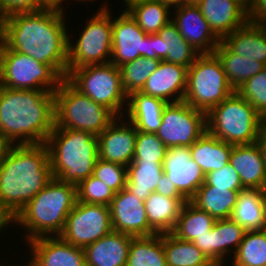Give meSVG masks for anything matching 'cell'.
I'll return each mask as SVG.
<instances>
[{
	"label": "cell",
	"mask_w": 266,
	"mask_h": 266,
	"mask_svg": "<svg viewBox=\"0 0 266 266\" xmlns=\"http://www.w3.org/2000/svg\"><path fill=\"white\" fill-rule=\"evenodd\" d=\"M200 266H222V265L219 264L218 262L210 260L208 263L200 265Z\"/></svg>",
	"instance_id": "680465c9"
},
{
	"label": "cell",
	"mask_w": 266,
	"mask_h": 266,
	"mask_svg": "<svg viewBox=\"0 0 266 266\" xmlns=\"http://www.w3.org/2000/svg\"><path fill=\"white\" fill-rule=\"evenodd\" d=\"M124 1V6L128 5L129 3L133 2V1H136V0H122Z\"/></svg>",
	"instance_id": "91938a15"
},
{
	"label": "cell",
	"mask_w": 266,
	"mask_h": 266,
	"mask_svg": "<svg viewBox=\"0 0 266 266\" xmlns=\"http://www.w3.org/2000/svg\"><path fill=\"white\" fill-rule=\"evenodd\" d=\"M45 145L52 176L61 182L78 185L92 175L99 159L98 137L86 131L54 126Z\"/></svg>",
	"instance_id": "5b68a950"
},
{
	"label": "cell",
	"mask_w": 266,
	"mask_h": 266,
	"mask_svg": "<svg viewBox=\"0 0 266 266\" xmlns=\"http://www.w3.org/2000/svg\"><path fill=\"white\" fill-rule=\"evenodd\" d=\"M192 242L207 256L209 260L213 261L212 229L209 233L196 237Z\"/></svg>",
	"instance_id": "c3c4849f"
},
{
	"label": "cell",
	"mask_w": 266,
	"mask_h": 266,
	"mask_svg": "<svg viewBox=\"0 0 266 266\" xmlns=\"http://www.w3.org/2000/svg\"><path fill=\"white\" fill-rule=\"evenodd\" d=\"M54 126V92L0 86V134L13 145L45 143Z\"/></svg>",
	"instance_id": "3957f363"
},
{
	"label": "cell",
	"mask_w": 266,
	"mask_h": 266,
	"mask_svg": "<svg viewBox=\"0 0 266 266\" xmlns=\"http://www.w3.org/2000/svg\"><path fill=\"white\" fill-rule=\"evenodd\" d=\"M240 191L202 185L190 202L215 220L230 219Z\"/></svg>",
	"instance_id": "f1b7e54d"
},
{
	"label": "cell",
	"mask_w": 266,
	"mask_h": 266,
	"mask_svg": "<svg viewBox=\"0 0 266 266\" xmlns=\"http://www.w3.org/2000/svg\"><path fill=\"white\" fill-rule=\"evenodd\" d=\"M156 59L153 51V34H146L130 16L123 12L112 19V54L110 62L117 67L138 57Z\"/></svg>",
	"instance_id": "5bb4252c"
},
{
	"label": "cell",
	"mask_w": 266,
	"mask_h": 266,
	"mask_svg": "<svg viewBox=\"0 0 266 266\" xmlns=\"http://www.w3.org/2000/svg\"><path fill=\"white\" fill-rule=\"evenodd\" d=\"M63 79L52 66L11 50L4 44L0 58V86L55 92Z\"/></svg>",
	"instance_id": "8fae6325"
},
{
	"label": "cell",
	"mask_w": 266,
	"mask_h": 266,
	"mask_svg": "<svg viewBox=\"0 0 266 266\" xmlns=\"http://www.w3.org/2000/svg\"><path fill=\"white\" fill-rule=\"evenodd\" d=\"M167 149L156 133L137 131L133 160L164 162Z\"/></svg>",
	"instance_id": "b9f144b4"
},
{
	"label": "cell",
	"mask_w": 266,
	"mask_h": 266,
	"mask_svg": "<svg viewBox=\"0 0 266 266\" xmlns=\"http://www.w3.org/2000/svg\"><path fill=\"white\" fill-rule=\"evenodd\" d=\"M256 143L258 147L260 148L263 161H264V166L266 169V128L264 126L262 127L260 131V134L258 136V139L256 140Z\"/></svg>",
	"instance_id": "f907efd6"
},
{
	"label": "cell",
	"mask_w": 266,
	"mask_h": 266,
	"mask_svg": "<svg viewBox=\"0 0 266 266\" xmlns=\"http://www.w3.org/2000/svg\"><path fill=\"white\" fill-rule=\"evenodd\" d=\"M234 92L214 53L199 54L187 69L183 101L195 109L207 114Z\"/></svg>",
	"instance_id": "ba28073f"
},
{
	"label": "cell",
	"mask_w": 266,
	"mask_h": 266,
	"mask_svg": "<svg viewBox=\"0 0 266 266\" xmlns=\"http://www.w3.org/2000/svg\"><path fill=\"white\" fill-rule=\"evenodd\" d=\"M126 266H167L163 250V233L133 237Z\"/></svg>",
	"instance_id": "d6a6232c"
},
{
	"label": "cell",
	"mask_w": 266,
	"mask_h": 266,
	"mask_svg": "<svg viewBox=\"0 0 266 266\" xmlns=\"http://www.w3.org/2000/svg\"><path fill=\"white\" fill-rule=\"evenodd\" d=\"M109 208L114 231L134 237L157 234L149 226L144 201L136 198L126 188L115 193Z\"/></svg>",
	"instance_id": "9a60e30c"
},
{
	"label": "cell",
	"mask_w": 266,
	"mask_h": 266,
	"mask_svg": "<svg viewBox=\"0 0 266 266\" xmlns=\"http://www.w3.org/2000/svg\"><path fill=\"white\" fill-rule=\"evenodd\" d=\"M202 185H211L235 191L244 190L240 176L230 163L226 164L219 170L207 173Z\"/></svg>",
	"instance_id": "ee69618b"
},
{
	"label": "cell",
	"mask_w": 266,
	"mask_h": 266,
	"mask_svg": "<svg viewBox=\"0 0 266 266\" xmlns=\"http://www.w3.org/2000/svg\"><path fill=\"white\" fill-rule=\"evenodd\" d=\"M248 21L252 24L266 25V0H249Z\"/></svg>",
	"instance_id": "bcb514c9"
},
{
	"label": "cell",
	"mask_w": 266,
	"mask_h": 266,
	"mask_svg": "<svg viewBox=\"0 0 266 266\" xmlns=\"http://www.w3.org/2000/svg\"><path fill=\"white\" fill-rule=\"evenodd\" d=\"M164 174L190 201L205 181V174L192 159L189 147H170L163 162Z\"/></svg>",
	"instance_id": "2e32d148"
},
{
	"label": "cell",
	"mask_w": 266,
	"mask_h": 266,
	"mask_svg": "<svg viewBox=\"0 0 266 266\" xmlns=\"http://www.w3.org/2000/svg\"><path fill=\"white\" fill-rule=\"evenodd\" d=\"M163 250L167 266H200L208 263L207 256L194 245L170 233H163Z\"/></svg>",
	"instance_id": "d590c367"
},
{
	"label": "cell",
	"mask_w": 266,
	"mask_h": 266,
	"mask_svg": "<svg viewBox=\"0 0 266 266\" xmlns=\"http://www.w3.org/2000/svg\"><path fill=\"white\" fill-rule=\"evenodd\" d=\"M128 101L124 120L128 117L127 120L136 127L137 131L156 133L161 126L162 111L167 103L140 91L131 93Z\"/></svg>",
	"instance_id": "cb8c5ba5"
},
{
	"label": "cell",
	"mask_w": 266,
	"mask_h": 266,
	"mask_svg": "<svg viewBox=\"0 0 266 266\" xmlns=\"http://www.w3.org/2000/svg\"><path fill=\"white\" fill-rule=\"evenodd\" d=\"M9 224L12 225L11 219L0 209V231Z\"/></svg>",
	"instance_id": "f5cc1de1"
},
{
	"label": "cell",
	"mask_w": 266,
	"mask_h": 266,
	"mask_svg": "<svg viewBox=\"0 0 266 266\" xmlns=\"http://www.w3.org/2000/svg\"><path fill=\"white\" fill-rule=\"evenodd\" d=\"M153 51L156 59L164 60L167 57V45L158 33L153 34Z\"/></svg>",
	"instance_id": "681fc988"
},
{
	"label": "cell",
	"mask_w": 266,
	"mask_h": 266,
	"mask_svg": "<svg viewBox=\"0 0 266 266\" xmlns=\"http://www.w3.org/2000/svg\"><path fill=\"white\" fill-rule=\"evenodd\" d=\"M125 7L138 26L148 35L158 33L172 20L171 8L158 0H136Z\"/></svg>",
	"instance_id": "1f68e13d"
},
{
	"label": "cell",
	"mask_w": 266,
	"mask_h": 266,
	"mask_svg": "<svg viewBox=\"0 0 266 266\" xmlns=\"http://www.w3.org/2000/svg\"><path fill=\"white\" fill-rule=\"evenodd\" d=\"M134 236L112 230L84 250L86 266H126Z\"/></svg>",
	"instance_id": "7402d4cb"
},
{
	"label": "cell",
	"mask_w": 266,
	"mask_h": 266,
	"mask_svg": "<svg viewBox=\"0 0 266 266\" xmlns=\"http://www.w3.org/2000/svg\"><path fill=\"white\" fill-rule=\"evenodd\" d=\"M65 9L47 6L34 12H21L3 18L4 43L14 51L52 66L67 77L68 36Z\"/></svg>",
	"instance_id": "6da1fadb"
},
{
	"label": "cell",
	"mask_w": 266,
	"mask_h": 266,
	"mask_svg": "<svg viewBox=\"0 0 266 266\" xmlns=\"http://www.w3.org/2000/svg\"><path fill=\"white\" fill-rule=\"evenodd\" d=\"M77 202L76 185L52 178L11 220L26 229L27 242L40 237L59 236L66 218ZM53 234V235H52Z\"/></svg>",
	"instance_id": "277c9868"
},
{
	"label": "cell",
	"mask_w": 266,
	"mask_h": 266,
	"mask_svg": "<svg viewBox=\"0 0 266 266\" xmlns=\"http://www.w3.org/2000/svg\"><path fill=\"white\" fill-rule=\"evenodd\" d=\"M231 219L246 231L266 229V194L262 189L239 192Z\"/></svg>",
	"instance_id": "484cf974"
},
{
	"label": "cell",
	"mask_w": 266,
	"mask_h": 266,
	"mask_svg": "<svg viewBox=\"0 0 266 266\" xmlns=\"http://www.w3.org/2000/svg\"><path fill=\"white\" fill-rule=\"evenodd\" d=\"M76 188L77 201L83 203L110 206L115 195L114 191L93 175L81 181Z\"/></svg>",
	"instance_id": "ab89813d"
},
{
	"label": "cell",
	"mask_w": 266,
	"mask_h": 266,
	"mask_svg": "<svg viewBox=\"0 0 266 266\" xmlns=\"http://www.w3.org/2000/svg\"><path fill=\"white\" fill-rule=\"evenodd\" d=\"M45 7L47 5L42 0H0V18L14 13L34 12Z\"/></svg>",
	"instance_id": "f6af8a7d"
},
{
	"label": "cell",
	"mask_w": 266,
	"mask_h": 266,
	"mask_svg": "<svg viewBox=\"0 0 266 266\" xmlns=\"http://www.w3.org/2000/svg\"><path fill=\"white\" fill-rule=\"evenodd\" d=\"M163 174V162L133 160L127 166L126 189L136 198L145 201L155 192Z\"/></svg>",
	"instance_id": "f546056e"
},
{
	"label": "cell",
	"mask_w": 266,
	"mask_h": 266,
	"mask_svg": "<svg viewBox=\"0 0 266 266\" xmlns=\"http://www.w3.org/2000/svg\"><path fill=\"white\" fill-rule=\"evenodd\" d=\"M52 178L45 143L13 145L0 164V209L12 220Z\"/></svg>",
	"instance_id": "7a4b0ae2"
},
{
	"label": "cell",
	"mask_w": 266,
	"mask_h": 266,
	"mask_svg": "<svg viewBox=\"0 0 266 266\" xmlns=\"http://www.w3.org/2000/svg\"><path fill=\"white\" fill-rule=\"evenodd\" d=\"M186 81V67L161 60L140 92L166 103L180 102L184 99Z\"/></svg>",
	"instance_id": "ffe728a7"
},
{
	"label": "cell",
	"mask_w": 266,
	"mask_h": 266,
	"mask_svg": "<svg viewBox=\"0 0 266 266\" xmlns=\"http://www.w3.org/2000/svg\"><path fill=\"white\" fill-rule=\"evenodd\" d=\"M207 131L231 145L256 143L263 127L261 114L236 91L206 114Z\"/></svg>",
	"instance_id": "8992f818"
},
{
	"label": "cell",
	"mask_w": 266,
	"mask_h": 266,
	"mask_svg": "<svg viewBox=\"0 0 266 266\" xmlns=\"http://www.w3.org/2000/svg\"><path fill=\"white\" fill-rule=\"evenodd\" d=\"M92 175L104 182L115 193L126 188L127 167L98 159Z\"/></svg>",
	"instance_id": "7bdbcfd3"
},
{
	"label": "cell",
	"mask_w": 266,
	"mask_h": 266,
	"mask_svg": "<svg viewBox=\"0 0 266 266\" xmlns=\"http://www.w3.org/2000/svg\"><path fill=\"white\" fill-rule=\"evenodd\" d=\"M172 22L177 26L180 35L199 54L213 53L221 40L213 33L198 6L173 8Z\"/></svg>",
	"instance_id": "ac0fdd59"
},
{
	"label": "cell",
	"mask_w": 266,
	"mask_h": 266,
	"mask_svg": "<svg viewBox=\"0 0 266 266\" xmlns=\"http://www.w3.org/2000/svg\"><path fill=\"white\" fill-rule=\"evenodd\" d=\"M160 59L143 56L120 66L122 86L125 93L141 91L148 77L157 69Z\"/></svg>",
	"instance_id": "f35d334b"
},
{
	"label": "cell",
	"mask_w": 266,
	"mask_h": 266,
	"mask_svg": "<svg viewBox=\"0 0 266 266\" xmlns=\"http://www.w3.org/2000/svg\"><path fill=\"white\" fill-rule=\"evenodd\" d=\"M34 266L32 263H31V261H28L27 263H25L24 264V266ZM0 266H2V265H0ZM4 266V265H3ZM7 266V265H6ZM9 266V265H8ZM15 266H17V265H15Z\"/></svg>",
	"instance_id": "6125c7cd"
},
{
	"label": "cell",
	"mask_w": 266,
	"mask_h": 266,
	"mask_svg": "<svg viewBox=\"0 0 266 266\" xmlns=\"http://www.w3.org/2000/svg\"><path fill=\"white\" fill-rule=\"evenodd\" d=\"M66 79L95 103L110 109L117 117L125 114L128 95L122 86L120 68L111 62L73 69ZM124 108V109H122Z\"/></svg>",
	"instance_id": "9c48e42d"
},
{
	"label": "cell",
	"mask_w": 266,
	"mask_h": 266,
	"mask_svg": "<svg viewBox=\"0 0 266 266\" xmlns=\"http://www.w3.org/2000/svg\"><path fill=\"white\" fill-rule=\"evenodd\" d=\"M55 127L100 135L117 116L77 90L66 78L54 92Z\"/></svg>",
	"instance_id": "52a82bcc"
},
{
	"label": "cell",
	"mask_w": 266,
	"mask_h": 266,
	"mask_svg": "<svg viewBox=\"0 0 266 266\" xmlns=\"http://www.w3.org/2000/svg\"><path fill=\"white\" fill-rule=\"evenodd\" d=\"M74 1H75V0H74ZM76 1H77V0H76ZM78 1H80V2H81V1H84V2H85V1H86V2H87V1H91V0H78ZM93 1H94V0H93Z\"/></svg>",
	"instance_id": "e7e4bbea"
},
{
	"label": "cell",
	"mask_w": 266,
	"mask_h": 266,
	"mask_svg": "<svg viewBox=\"0 0 266 266\" xmlns=\"http://www.w3.org/2000/svg\"><path fill=\"white\" fill-rule=\"evenodd\" d=\"M247 8L249 4V0H240Z\"/></svg>",
	"instance_id": "94428289"
},
{
	"label": "cell",
	"mask_w": 266,
	"mask_h": 266,
	"mask_svg": "<svg viewBox=\"0 0 266 266\" xmlns=\"http://www.w3.org/2000/svg\"><path fill=\"white\" fill-rule=\"evenodd\" d=\"M221 41L233 53L266 64V25L248 21Z\"/></svg>",
	"instance_id": "d4e9b609"
},
{
	"label": "cell",
	"mask_w": 266,
	"mask_h": 266,
	"mask_svg": "<svg viewBox=\"0 0 266 266\" xmlns=\"http://www.w3.org/2000/svg\"><path fill=\"white\" fill-rule=\"evenodd\" d=\"M122 120L123 117H117L97 136L98 152L99 159L127 167L135 155L137 130L130 121Z\"/></svg>",
	"instance_id": "e0dca14e"
},
{
	"label": "cell",
	"mask_w": 266,
	"mask_h": 266,
	"mask_svg": "<svg viewBox=\"0 0 266 266\" xmlns=\"http://www.w3.org/2000/svg\"><path fill=\"white\" fill-rule=\"evenodd\" d=\"M229 163L240 176L244 189H266V169L257 143L233 145Z\"/></svg>",
	"instance_id": "603a6c76"
},
{
	"label": "cell",
	"mask_w": 266,
	"mask_h": 266,
	"mask_svg": "<svg viewBox=\"0 0 266 266\" xmlns=\"http://www.w3.org/2000/svg\"><path fill=\"white\" fill-rule=\"evenodd\" d=\"M186 198H171L152 192L144 201L149 226L158 234L173 231Z\"/></svg>",
	"instance_id": "4316f807"
},
{
	"label": "cell",
	"mask_w": 266,
	"mask_h": 266,
	"mask_svg": "<svg viewBox=\"0 0 266 266\" xmlns=\"http://www.w3.org/2000/svg\"><path fill=\"white\" fill-rule=\"evenodd\" d=\"M213 53L220 60L228 82L234 90L266 67L263 62L233 53L222 41Z\"/></svg>",
	"instance_id": "4dcf8cb0"
},
{
	"label": "cell",
	"mask_w": 266,
	"mask_h": 266,
	"mask_svg": "<svg viewBox=\"0 0 266 266\" xmlns=\"http://www.w3.org/2000/svg\"><path fill=\"white\" fill-rule=\"evenodd\" d=\"M206 131V113L180 101L165 105L156 135L167 148L190 147Z\"/></svg>",
	"instance_id": "7c38bea8"
},
{
	"label": "cell",
	"mask_w": 266,
	"mask_h": 266,
	"mask_svg": "<svg viewBox=\"0 0 266 266\" xmlns=\"http://www.w3.org/2000/svg\"><path fill=\"white\" fill-rule=\"evenodd\" d=\"M34 266H86L84 250L59 236L40 237L28 242Z\"/></svg>",
	"instance_id": "d6986e66"
},
{
	"label": "cell",
	"mask_w": 266,
	"mask_h": 266,
	"mask_svg": "<svg viewBox=\"0 0 266 266\" xmlns=\"http://www.w3.org/2000/svg\"><path fill=\"white\" fill-rule=\"evenodd\" d=\"M108 6L102 5L97 14L87 20L75 44L68 36L67 75L75 68L110 62L113 17Z\"/></svg>",
	"instance_id": "30bf717a"
},
{
	"label": "cell",
	"mask_w": 266,
	"mask_h": 266,
	"mask_svg": "<svg viewBox=\"0 0 266 266\" xmlns=\"http://www.w3.org/2000/svg\"><path fill=\"white\" fill-rule=\"evenodd\" d=\"M12 146L13 144L7 138L0 134V164L7 156Z\"/></svg>",
	"instance_id": "816d5d0a"
},
{
	"label": "cell",
	"mask_w": 266,
	"mask_h": 266,
	"mask_svg": "<svg viewBox=\"0 0 266 266\" xmlns=\"http://www.w3.org/2000/svg\"><path fill=\"white\" fill-rule=\"evenodd\" d=\"M232 146L206 131L189 149L192 159L206 175L229 163Z\"/></svg>",
	"instance_id": "83f0119b"
},
{
	"label": "cell",
	"mask_w": 266,
	"mask_h": 266,
	"mask_svg": "<svg viewBox=\"0 0 266 266\" xmlns=\"http://www.w3.org/2000/svg\"><path fill=\"white\" fill-rule=\"evenodd\" d=\"M4 28H3V24L2 21L0 22V58H1V52H2V48L4 46Z\"/></svg>",
	"instance_id": "9f6ffc18"
},
{
	"label": "cell",
	"mask_w": 266,
	"mask_h": 266,
	"mask_svg": "<svg viewBox=\"0 0 266 266\" xmlns=\"http://www.w3.org/2000/svg\"><path fill=\"white\" fill-rule=\"evenodd\" d=\"M158 1L169 6L170 8H176L183 5V0H158Z\"/></svg>",
	"instance_id": "db71d44e"
},
{
	"label": "cell",
	"mask_w": 266,
	"mask_h": 266,
	"mask_svg": "<svg viewBox=\"0 0 266 266\" xmlns=\"http://www.w3.org/2000/svg\"><path fill=\"white\" fill-rule=\"evenodd\" d=\"M202 0H183L185 6H198Z\"/></svg>",
	"instance_id": "6f0895ef"
},
{
	"label": "cell",
	"mask_w": 266,
	"mask_h": 266,
	"mask_svg": "<svg viewBox=\"0 0 266 266\" xmlns=\"http://www.w3.org/2000/svg\"><path fill=\"white\" fill-rule=\"evenodd\" d=\"M235 91L245 98L262 117L266 116V67Z\"/></svg>",
	"instance_id": "60d3db41"
},
{
	"label": "cell",
	"mask_w": 266,
	"mask_h": 266,
	"mask_svg": "<svg viewBox=\"0 0 266 266\" xmlns=\"http://www.w3.org/2000/svg\"><path fill=\"white\" fill-rule=\"evenodd\" d=\"M245 232L246 230L231 218L216 220L212 227L213 261L222 266L226 265V255H230L232 251L234 255Z\"/></svg>",
	"instance_id": "e575fe53"
},
{
	"label": "cell",
	"mask_w": 266,
	"mask_h": 266,
	"mask_svg": "<svg viewBox=\"0 0 266 266\" xmlns=\"http://www.w3.org/2000/svg\"><path fill=\"white\" fill-rule=\"evenodd\" d=\"M198 7L220 40L248 22V8L240 0H202Z\"/></svg>",
	"instance_id": "44dd1931"
},
{
	"label": "cell",
	"mask_w": 266,
	"mask_h": 266,
	"mask_svg": "<svg viewBox=\"0 0 266 266\" xmlns=\"http://www.w3.org/2000/svg\"><path fill=\"white\" fill-rule=\"evenodd\" d=\"M158 34L167 45L165 61L184 66L187 69L194 63L199 53L180 35L172 20Z\"/></svg>",
	"instance_id": "74e56055"
},
{
	"label": "cell",
	"mask_w": 266,
	"mask_h": 266,
	"mask_svg": "<svg viewBox=\"0 0 266 266\" xmlns=\"http://www.w3.org/2000/svg\"><path fill=\"white\" fill-rule=\"evenodd\" d=\"M231 266H266V229L246 231Z\"/></svg>",
	"instance_id": "8d00e7d4"
},
{
	"label": "cell",
	"mask_w": 266,
	"mask_h": 266,
	"mask_svg": "<svg viewBox=\"0 0 266 266\" xmlns=\"http://www.w3.org/2000/svg\"><path fill=\"white\" fill-rule=\"evenodd\" d=\"M155 192L171 198H185L165 174L158 181Z\"/></svg>",
	"instance_id": "7dc6e473"
},
{
	"label": "cell",
	"mask_w": 266,
	"mask_h": 266,
	"mask_svg": "<svg viewBox=\"0 0 266 266\" xmlns=\"http://www.w3.org/2000/svg\"><path fill=\"white\" fill-rule=\"evenodd\" d=\"M263 126L266 128V116L263 117Z\"/></svg>",
	"instance_id": "be15d7a7"
},
{
	"label": "cell",
	"mask_w": 266,
	"mask_h": 266,
	"mask_svg": "<svg viewBox=\"0 0 266 266\" xmlns=\"http://www.w3.org/2000/svg\"><path fill=\"white\" fill-rule=\"evenodd\" d=\"M47 6L50 7H59V8H64L62 7V4L66 0H42Z\"/></svg>",
	"instance_id": "11a10c76"
},
{
	"label": "cell",
	"mask_w": 266,
	"mask_h": 266,
	"mask_svg": "<svg viewBox=\"0 0 266 266\" xmlns=\"http://www.w3.org/2000/svg\"><path fill=\"white\" fill-rule=\"evenodd\" d=\"M215 219L207 212L198 209L190 201L181 208L177 223L171 232L177 238L192 242L196 237L209 233Z\"/></svg>",
	"instance_id": "836d02e7"
},
{
	"label": "cell",
	"mask_w": 266,
	"mask_h": 266,
	"mask_svg": "<svg viewBox=\"0 0 266 266\" xmlns=\"http://www.w3.org/2000/svg\"><path fill=\"white\" fill-rule=\"evenodd\" d=\"M112 230L109 206L77 201L59 237L71 245L85 248Z\"/></svg>",
	"instance_id": "4fadbf2b"
}]
</instances>
